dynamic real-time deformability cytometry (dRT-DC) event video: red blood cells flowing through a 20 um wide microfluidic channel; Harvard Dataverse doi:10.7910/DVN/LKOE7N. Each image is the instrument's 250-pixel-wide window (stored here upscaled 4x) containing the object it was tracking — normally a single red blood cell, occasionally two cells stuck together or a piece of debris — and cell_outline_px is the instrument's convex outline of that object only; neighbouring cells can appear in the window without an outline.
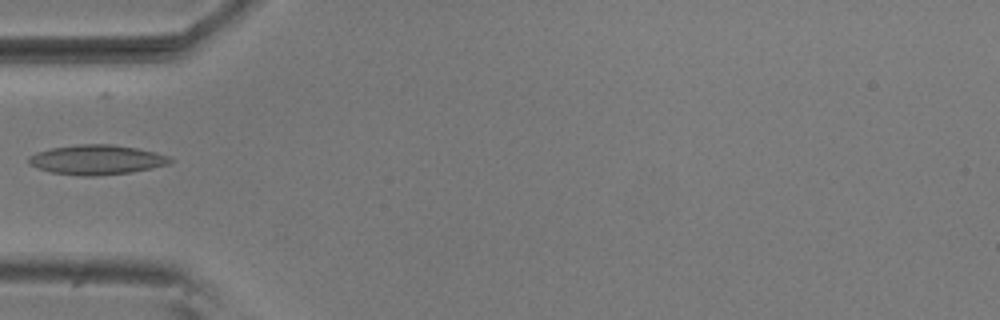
{"species": "common noctule bat (a hibernating species)", "species_latin": "Nyctalus noctula", "temperature_condition": "room temperature", "stored_images_in_passage": 6, "camera_frame_rate_fps": 3000, "um_per_image_px": 0.085, "animal": {"sex": "male", "body_mass_g": 20.5, "forearm_length_mm": 52.5}, "frame": {"image": 1, "passage_image": 5, "time_ms": 1.333, "image_size_px": [1000, 320], "cell_outline_px": [[172, 160], [168, 164], [152, 168], [132, 172], [96, 176], [80, 176], [52, 172], [36, 168], [28, 164], [28, 156], [36, 152], [52, 148], [76, 144], [112, 144], [136, 148], [156, 152], [168, 156]], "centroid_in_image_um": [8.18, 13.58], "position_along_channel_um": 76.8, "area_um2": 24.57}}
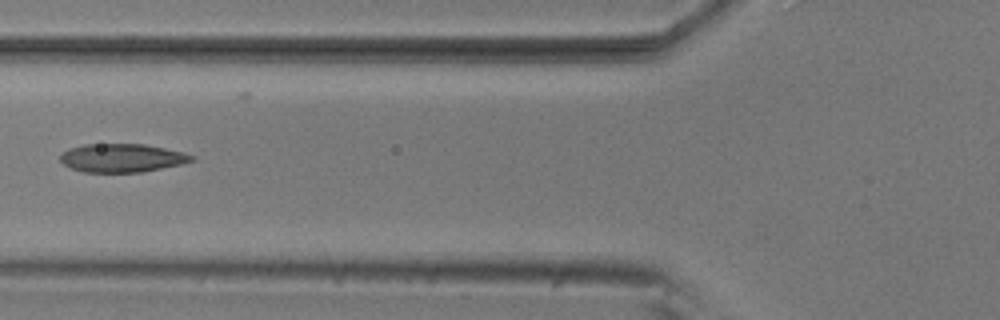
{"frame": {"image": 2, "passage_image": 6, "time_ms": 1.667, "image_size_px": [1000, 320], "cell_outline_px": [[196, 160], [180, 164], [140, 172], [84, 172], [72, 168], [64, 164], [60, 160], [60, 156], [68, 148], [84, 144], [144, 144], [184, 152], [196, 156]], "centroid_in_image_um": [10.38, 13.42], "position_along_channel_um": 115.4, "area_um2": 21.68}}